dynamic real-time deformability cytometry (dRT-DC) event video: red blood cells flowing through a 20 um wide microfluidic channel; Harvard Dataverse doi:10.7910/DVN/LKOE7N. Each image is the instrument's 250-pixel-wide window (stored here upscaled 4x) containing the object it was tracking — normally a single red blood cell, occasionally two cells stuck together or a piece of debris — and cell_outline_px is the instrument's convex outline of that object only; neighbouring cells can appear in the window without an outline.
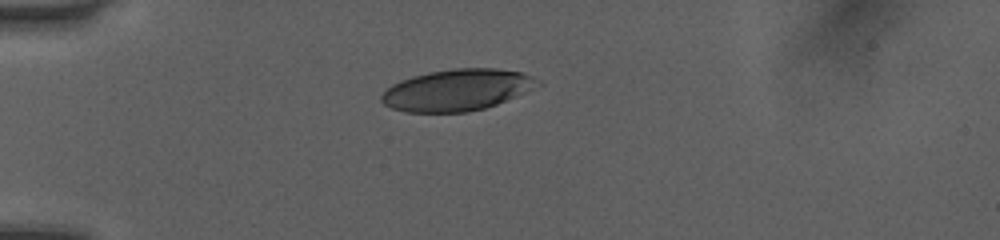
{"species": "human", "species_latin": "Homo sapiens", "temperature_condition": "room temperature", "stored_images_in_passage": 38, "camera_frame_rate_fps": 3000, "um_per_image_px": 0.085, "donor": {"sex": "female"}, "frame": {"image": 1, "passage_image": 1, "time_ms": 0.0, "image_size_px": [1000, 240], "cell_outline_px": [[540, 84], [496, 104], [484, 108], [468, 112], [404, 112], [392, 108], [384, 104], [380, 100], [380, 96], [392, 84], [400, 80], [412, 76], [428, 72], [452, 68], [496, 68], [520, 72], [532, 76], [540, 80]], "centroid_in_image_um": [38.79, 7.64], "position_along_channel_um": 46.2, "area_um2": 37.51}}
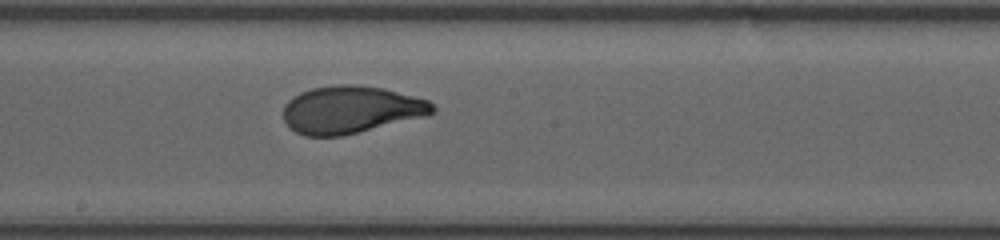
{"frame": {"image": 2, "passage_image": 16, "time_ms": 5.0, "image_size_px": [1000, 240], "cell_outline_px": [[436, 112], [428, 116], [340, 136], [304, 136], [288, 128], [284, 120], [284, 104], [288, 100], [300, 92], [312, 88], [332, 84], [356, 84], [384, 88], [428, 100], [436, 108]], "centroid_in_image_um": [29.82, 9.31], "position_along_channel_um": 218.4, "area_um2": 41.56}}
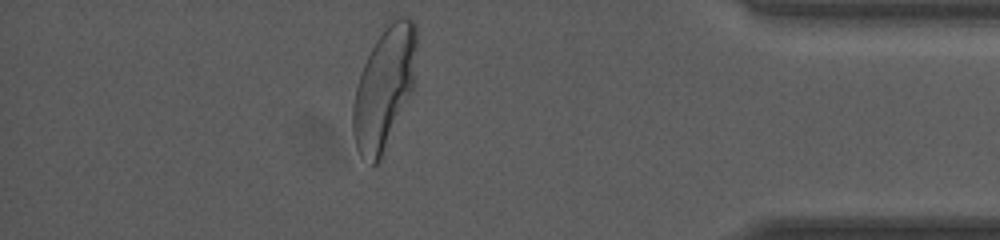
{"frame": {"image": 3, "passage_image": 32, "time_ms": 10.333, "image_size_px": [1000, 240], "cell_outline_px": [[416, 48], [412, 92], [380, 164], [372, 164], [360, 156], [356, 148], [352, 132], [352, 104], [360, 72], [376, 40], [388, 24], [392, 20], [400, 16], [404, 16], [416, 20]], "centroid_in_image_um": [32.65, 7.55], "position_along_channel_um": 402.6, "area_um2": 45.37}, "authors_computed_cell_mechanics": {"area_um2": 41.3848, "velocity_mm_per_s": 4.0485, "shape_relaxation_time_tau1_ms": 3.8816, "shape_relaxation_time_tau2_ms": null, "deformation_change_tau1": 0.1833, "deformation_change_tau2": null}}